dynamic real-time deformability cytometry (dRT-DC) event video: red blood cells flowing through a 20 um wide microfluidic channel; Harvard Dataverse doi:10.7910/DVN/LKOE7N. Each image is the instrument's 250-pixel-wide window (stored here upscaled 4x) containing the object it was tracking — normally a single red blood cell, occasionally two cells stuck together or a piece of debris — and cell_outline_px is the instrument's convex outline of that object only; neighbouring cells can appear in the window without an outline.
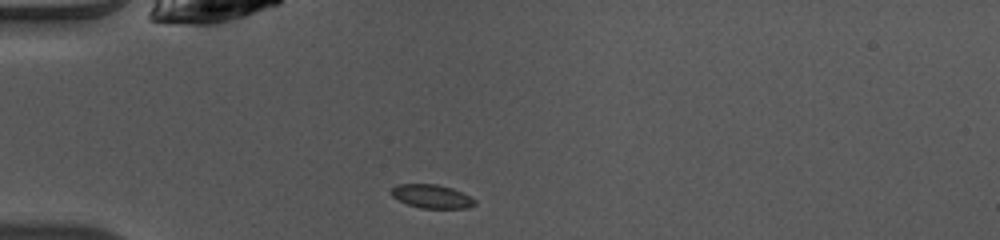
{"species": "common noctule bat (a hibernating species)", "species_latin": "Nyctalus noctula", "temperature_condition": "warm", "stored_images_in_passage": 36, "camera_frame_rate_fps": 3000, "um_per_image_px": 0.085, "animal": {"sex": "female", "body_mass_g": 10.0, "forearm_length_mm": 53.1}, "frame": {"image": 1, "passage_image": 1, "time_ms": 0.0, "image_size_px": [1000, 240], "cell_outline_px": [[476, 204], [468, 208], [420, 208], [408, 204], [392, 196], [388, 192], [396, 184], [436, 184], [452, 188], [476, 200]], "centroid_in_image_um": [36.67, 16.69], "position_along_channel_um": 48.3, "area_um2": 11.44}}
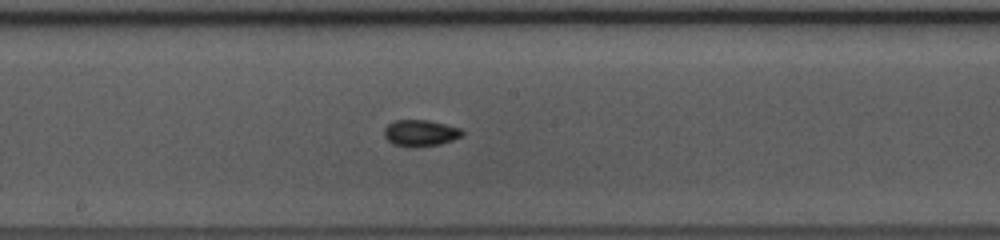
{"frame": {"image": 2, "passage_image": 14, "time_ms": 4.333, "image_size_px": [1000, 240], "cell_outline_px": [[464, 136], [440, 144], [392, 144], [384, 136], [384, 128], [388, 124], [396, 120], [428, 120], [460, 128], [464, 132]], "centroid_in_image_um": [35.76, 11.26], "position_along_channel_um": 212.4, "area_um2": 11.44}}
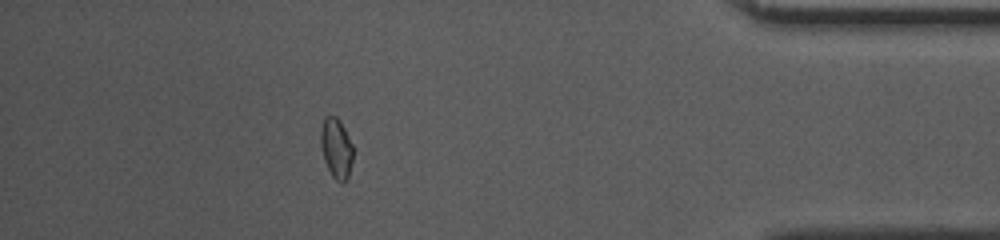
{"frame": {"image": 3, "passage_image": 31, "time_ms": 10.0, "image_size_px": [1000, 240], "cell_outline_px": [[352, 160], [348, 176], [340, 184], [332, 176], [324, 160], [320, 144], [320, 132], [324, 116], [336, 116], [340, 120], [352, 144]], "centroid_in_image_um": [28.56, 12.57], "position_along_channel_um": 406.6, "area_um2": 11.27}}